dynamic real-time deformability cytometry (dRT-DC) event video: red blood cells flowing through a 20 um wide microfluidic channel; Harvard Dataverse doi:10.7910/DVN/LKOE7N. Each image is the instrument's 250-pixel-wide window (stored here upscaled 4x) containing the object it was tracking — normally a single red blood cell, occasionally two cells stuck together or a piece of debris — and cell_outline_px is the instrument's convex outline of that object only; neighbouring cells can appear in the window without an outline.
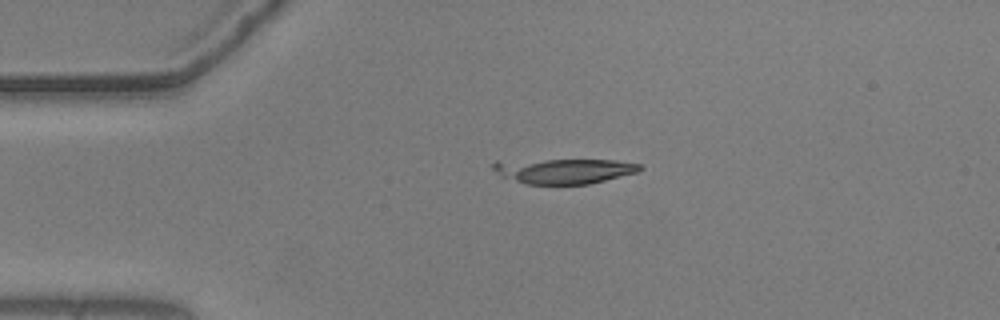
{"species": "common noctule bat (a hibernating species)", "species_latin": "Nyctalus noctula", "temperature_condition": "warm", "stored_images_in_passage": 16, "camera_frame_rate_fps": 3000, "um_per_image_px": 0.085, "animal": {"sex": "male", "body_mass_g": 20.5, "forearm_length_mm": 52.5}, "frame": {"image": 1, "passage_image": 1, "time_ms": 0.0, "image_size_px": [1000, 320], "cell_outline_px": [[644, 168], [640, 172], [588, 184], [524, 184], [500, 176], [492, 168], [492, 164], [496, 160], [616, 160], [644, 164]], "centroid_in_image_um": [47.95, 14.52], "position_along_channel_um": 37.0, "area_um2": 21.85}}